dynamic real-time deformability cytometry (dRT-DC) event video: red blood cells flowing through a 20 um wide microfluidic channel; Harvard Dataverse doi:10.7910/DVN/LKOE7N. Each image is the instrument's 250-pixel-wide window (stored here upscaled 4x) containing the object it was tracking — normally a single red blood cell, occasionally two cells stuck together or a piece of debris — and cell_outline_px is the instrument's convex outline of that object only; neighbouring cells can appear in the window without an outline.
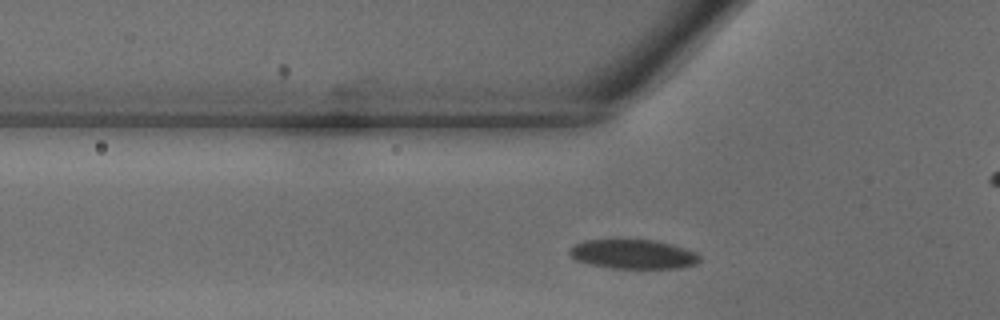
{"species": "common noctule bat (a hibernating species)", "species_latin": "Nyctalus noctula", "temperature_condition": "warm", "stored_images_in_passage": 13, "camera_frame_rate_fps": 3000, "um_per_image_px": 0.085, "animal": {"sex": "male", "body_mass_g": 18.8}, "frame": {"image": 1, "passage_image": 3, "time_ms": 0.667, "image_size_px": [1000, 320], "cell_outline_px": [[700, 260], [696, 264], [680, 268], [608, 268], [588, 264], [576, 260], [568, 252], [568, 248], [572, 244], [584, 240], [620, 236], [656, 240], [672, 244], [696, 252], [700, 256]], "centroid_in_image_um": [53.74, 21.55], "position_along_channel_um": 72.1, "area_um2": 23.47}}
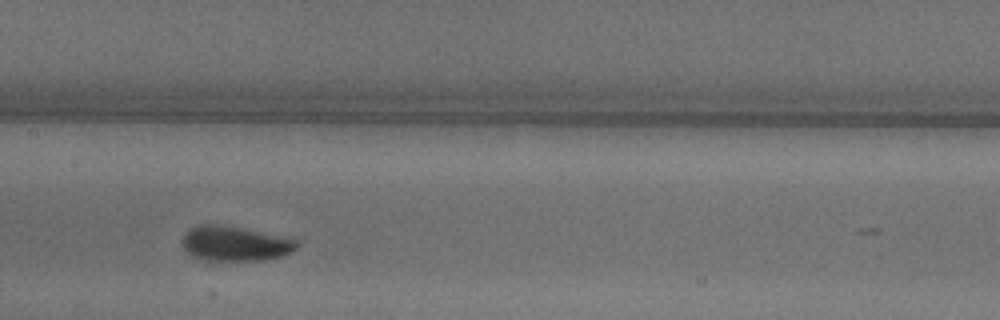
{"frame": {"image": 2, "passage_image": 10, "time_ms": 3.0, "image_size_px": [1000, 320], "cell_outline_px": [[296, 248], [292, 252], [284, 256], [264, 260], [204, 260], [192, 256], [184, 248], [180, 240], [192, 228], [200, 224], [224, 224], [244, 228], [296, 240]], "centroid_in_image_um": [19.95, 20.7], "position_along_channel_um": 187.5, "area_um2": 23.12}}
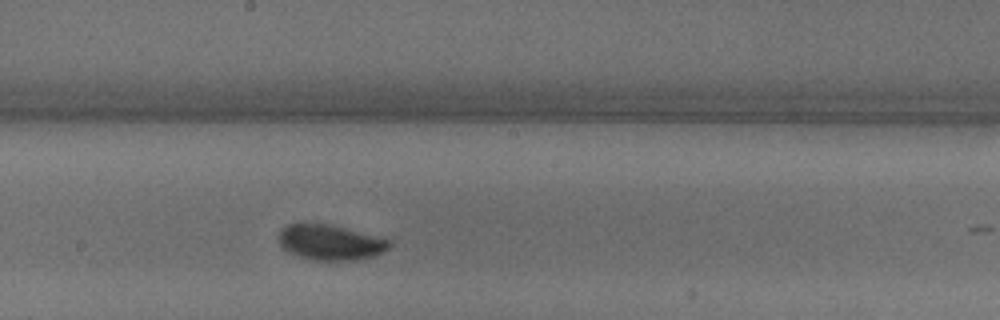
{"frame": {"image": 3, "passage_image": 12, "time_ms": 3.667, "image_size_px": [1000, 320], "cell_outline_px": [[392, 244], [384, 252], [376, 256], [356, 260], [316, 260], [296, 256], [288, 252], [280, 244], [276, 236], [280, 228], [296, 220], [328, 224], [392, 240]], "centroid_in_image_um": [28.0, 20.57], "position_along_channel_um": 220.2, "area_um2": 23.47}}